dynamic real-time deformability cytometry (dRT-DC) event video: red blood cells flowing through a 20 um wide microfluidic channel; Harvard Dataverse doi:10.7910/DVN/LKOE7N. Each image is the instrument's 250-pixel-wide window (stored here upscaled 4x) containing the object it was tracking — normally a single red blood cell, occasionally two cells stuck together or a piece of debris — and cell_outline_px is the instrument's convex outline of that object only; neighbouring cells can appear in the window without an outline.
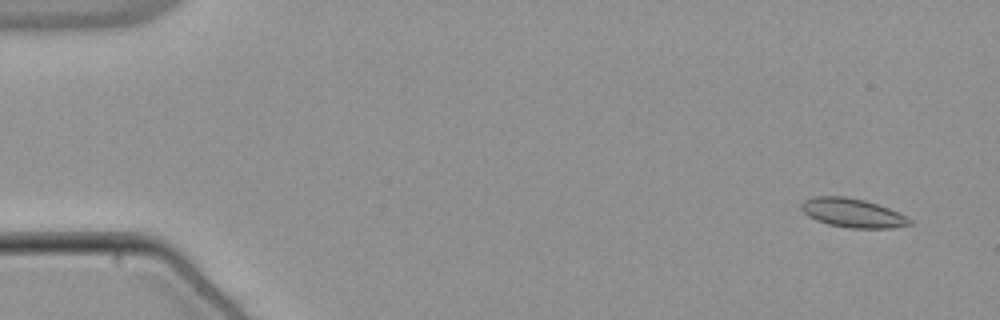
{"species": "common noctule bat (a hibernating species)", "species_latin": "Nyctalus noctula", "temperature_condition": "warm", "stored_images_in_passage": 11, "camera_frame_rate_fps": 3000, "um_per_image_px": 0.085, "animal": {"sex": "male", "body_mass_g": 21.5, "forearm_length_mm": 52.0}, "frame": {"image": 1, "passage_image": 1, "time_ms": 0.0, "image_size_px": [1000, 320], "cell_outline_px": [[912, 224], [888, 228], [852, 228], [828, 224], [816, 220], [808, 216], [800, 208], [800, 204], [804, 200], [816, 196], [844, 196], [864, 200], [888, 208], [912, 220]], "centroid_in_image_um": [72.42, 18.09], "position_along_channel_um": 12.6, "area_um2": 18.03}}